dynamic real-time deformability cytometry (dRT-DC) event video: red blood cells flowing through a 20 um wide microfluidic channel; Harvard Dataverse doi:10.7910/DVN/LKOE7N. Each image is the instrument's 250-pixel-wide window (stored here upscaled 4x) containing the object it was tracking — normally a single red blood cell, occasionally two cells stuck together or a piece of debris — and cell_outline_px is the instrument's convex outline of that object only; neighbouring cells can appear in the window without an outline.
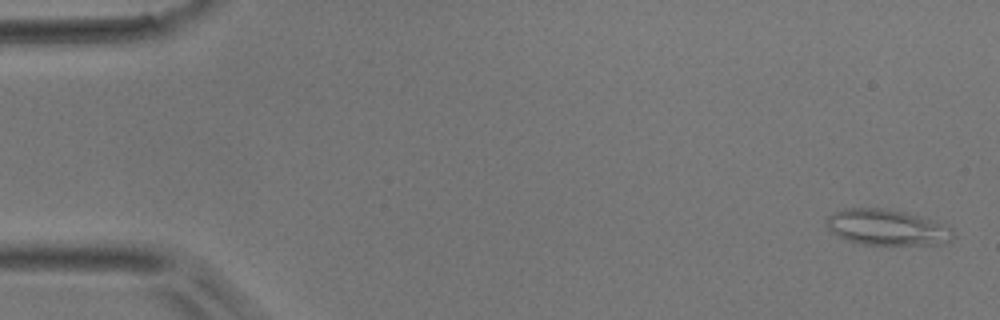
{"species": "common noctule bat (a hibernating species)", "species_latin": "Nyctalus noctula", "temperature_condition": "room temperature", "stored_images_in_passage": 50, "camera_frame_rate_fps": 3000, "um_per_image_px": 0.085, "animal": {"sex": "male", "body_mass_g": 17.9}, "frame": {"image": 1, "passage_image": 1, "time_ms": 0.0, "image_size_px": [1000, 320], "cell_outline_px": [[956, 236], [952, 240], [944, 244], [860, 244], [848, 240], [832, 232], [824, 224], [824, 220], [828, 216], [844, 208], [884, 208], [904, 212], [920, 216], [948, 224], [952, 228]], "centroid_in_image_um": [75.44, 19.32], "position_along_channel_um": 9.6, "area_um2": 26.65}}
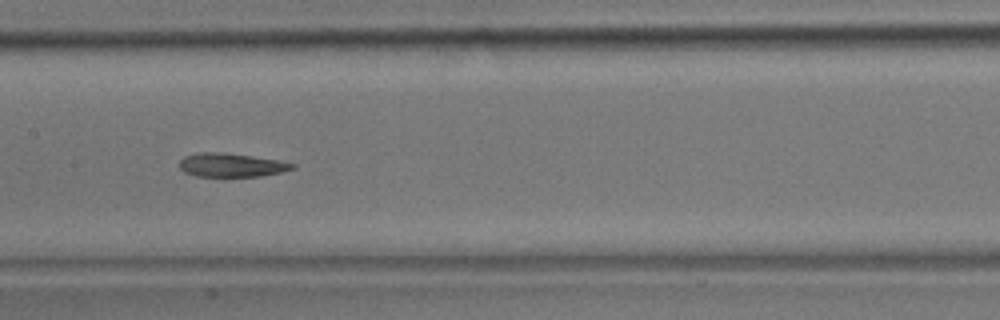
{"frame": {"image": 2, "passage_image": 24, "time_ms": 7.667, "image_size_px": [1000, 320], "cell_outline_px": [[296, 168], [280, 172], [260, 176], [196, 176], [184, 172], [180, 168], [180, 160], [184, 156], [200, 152], [220, 152], [252, 156], [276, 160], [296, 164]], "centroid_in_image_um": [19.64, 14.03], "position_along_channel_um": 187.8, "area_um2": 15.43}}
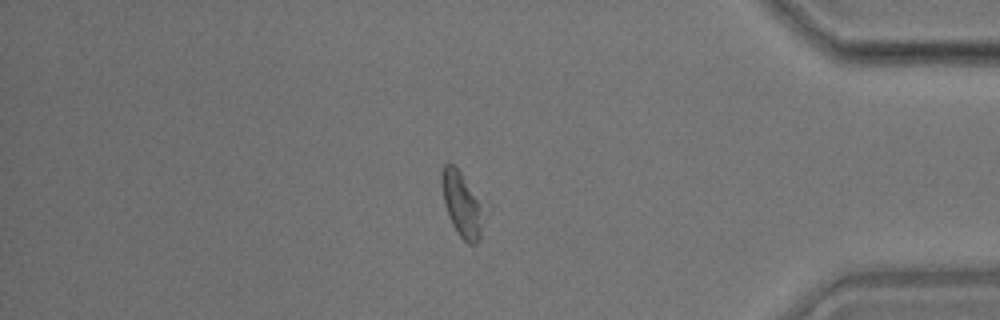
{"frame": {"image": 3, "passage_image": 42, "time_ms": 13.667, "image_size_px": [1000, 320], "cell_outline_px": [[480, 240], [476, 244], [468, 244], [456, 232], [448, 216], [444, 204], [440, 184], [440, 172], [444, 164], [452, 164], [460, 172], [476, 200], [480, 208]], "centroid_in_image_um": [39.13, 17.38], "position_along_channel_um": 396.1, "area_um2": 14.91}}